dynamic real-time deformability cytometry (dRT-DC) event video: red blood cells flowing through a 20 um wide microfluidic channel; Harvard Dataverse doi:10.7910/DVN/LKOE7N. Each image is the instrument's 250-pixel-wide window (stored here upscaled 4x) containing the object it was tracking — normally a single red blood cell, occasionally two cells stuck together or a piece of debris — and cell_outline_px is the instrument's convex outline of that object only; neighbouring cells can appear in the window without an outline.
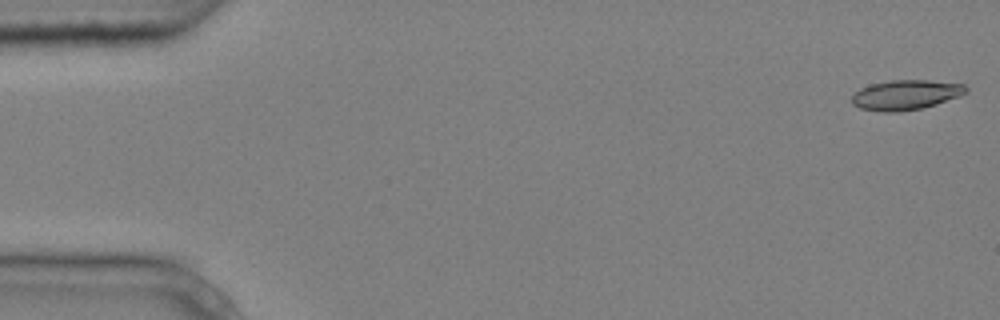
{"species": "common noctule bat (a hibernating species)", "species_latin": "Nyctalus noctula", "temperature_condition": "cold", "stored_images_in_passage": 8, "camera_frame_rate_fps": 3000, "um_per_image_px": 0.085, "animal": {"sex": "male", "body_mass_g": 20.4}, "frame": {"image": 1, "passage_image": 1, "time_ms": 0.0, "image_size_px": [1000, 320], "cell_outline_px": [[968, 92], [960, 96], [936, 104], [920, 108], [900, 112], [880, 112], [860, 108], [852, 104], [852, 96], [860, 88], [872, 84], [892, 80], [928, 80], [964, 84], [968, 88]], "centroid_in_image_um": [77.0, 8.07], "position_along_channel_um": 8.0, "area_um2": 19.88}}
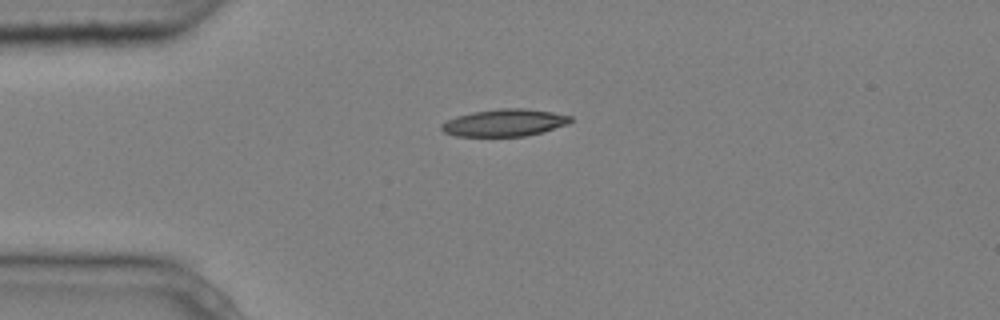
{"frame": {"image": 2, "passage_image": 4, "time_ms": 1.0, "image_size_px": [1000, 320], "cell_outline_px": [[572, 120], [568, 124], [544, 132], [524, 136], [456, 136], [444, 132], [440, 128], [440, 124], [456, 116], [472, 112], [500, 108], [524, 108], [552, 112], [572, 116]], "centroid_in_image_um": [42.89, 10.43], "position_along_channel_um": 42.1, "area_um2": 20.52}}
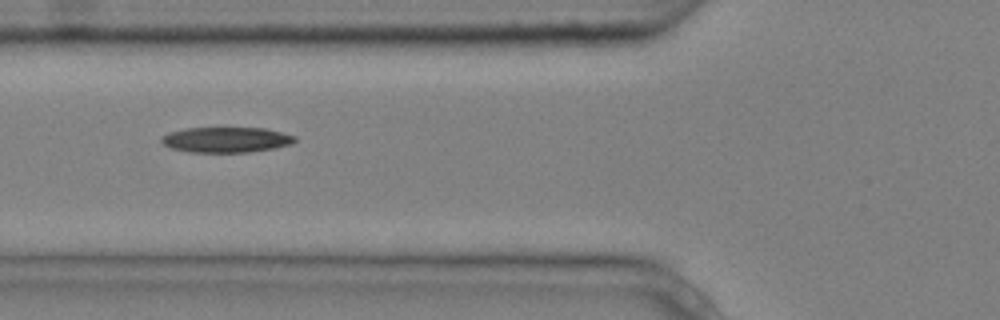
{"frame": {"image": 3, "passage_image": 6, "time_ms": 1.667, "image_size_px": [1000, 320], "cell_outline_px": [[296, 140], [292, 144], [276, 148], [248, 152], [188, 152], [172, 148], [164, 144], [160, 140], [160, 136], [168, 132], [188, 128], [264, 128], [296, 136]], "centroid_in_image_um": [19.22, 11.88], "position_along_channel_um": 106.6, "area_um2": 19.77}}